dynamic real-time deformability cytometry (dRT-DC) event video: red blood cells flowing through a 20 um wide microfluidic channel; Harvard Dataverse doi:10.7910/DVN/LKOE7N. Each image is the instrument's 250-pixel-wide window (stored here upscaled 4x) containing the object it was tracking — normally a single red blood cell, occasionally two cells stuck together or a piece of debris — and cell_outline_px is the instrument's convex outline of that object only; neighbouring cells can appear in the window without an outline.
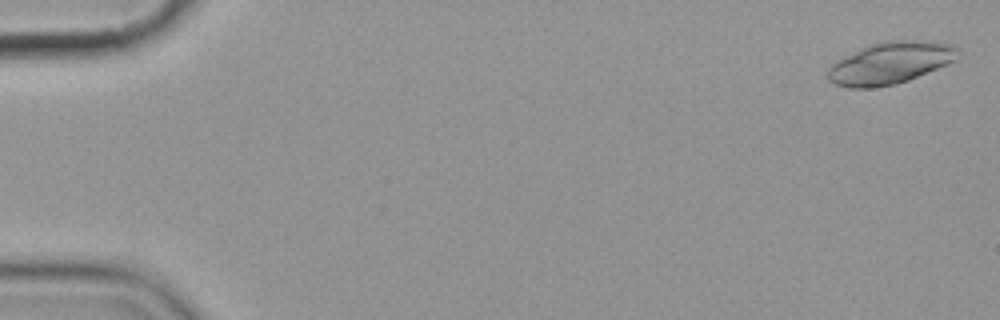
{"species": "common noctule bat (a hibernating species)", "species_latin": "Nyctalus noctula", "temperature_condition": "cold", "stored_images_in_passage": 3, "camera_frame_rate_fps": 3000, "um_per_image_px": 0.085, "animal": {"sex": "female", "body_mass_g": 19.9}, "frame": {"image": 1, "passage_image": 1, "time_ms": 0.0, "image_size_px": [1000, 320], "cell_outline_px": [[960, 52], [956, 60], [948, 64], [908, 80], [896, 84], [872, 88], [848, 88], [832, 84], [828, 80], [828, 68], [832, 64], [872, 44], [888, 40], [936, 40], [952, 44], [960, 48]], "centroid_in_image_um": [75.75, 5.35], "position_along_channel_um": 9.3, "area_um2": 31.85}}